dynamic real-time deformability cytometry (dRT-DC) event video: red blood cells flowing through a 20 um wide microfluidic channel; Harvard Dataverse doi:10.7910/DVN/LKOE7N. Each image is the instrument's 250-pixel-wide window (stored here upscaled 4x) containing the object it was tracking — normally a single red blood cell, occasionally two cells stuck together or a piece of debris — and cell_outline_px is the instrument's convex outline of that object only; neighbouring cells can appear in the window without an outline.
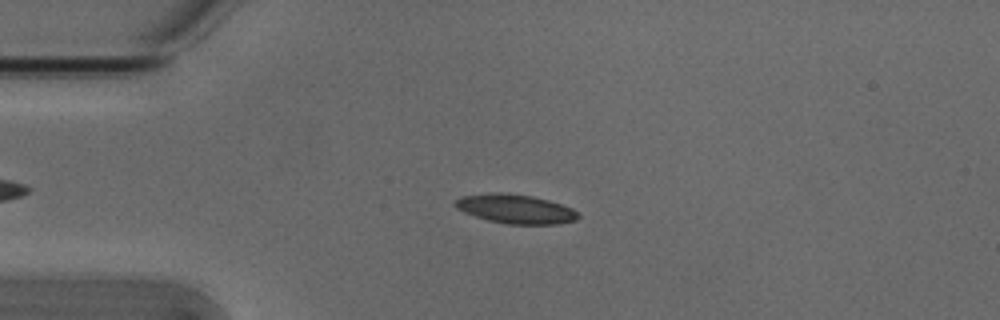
{"species": "Egyptian fruit bat (a non-hibernating species)", "species_latin": "Rousettus aegyptiacus", "temperature_condition": "cold", "stored_images_in_passage": 49, "camera_frame_rate_fps": 3000, "um_per_image_px": 0.085, "animal": {"sex": "male"}, "frame": {"image": 1, "passage_image": 13, "time_ms": 4.0, "image_size_px": [1000, 320], "cell_outline_px": [[580, 216], [576, 220], [556, 224], [508, 224], [488, 220], [464, 212], [456, 208], [452, 204], [460, 196], [492, 192], [508, 192], [532, 196], [548, 200], [572, 208]], "centroid_in_image_um": [43.78, 17.74], "position_along_channel_um": 41.2, "area_um2": 20.92}}
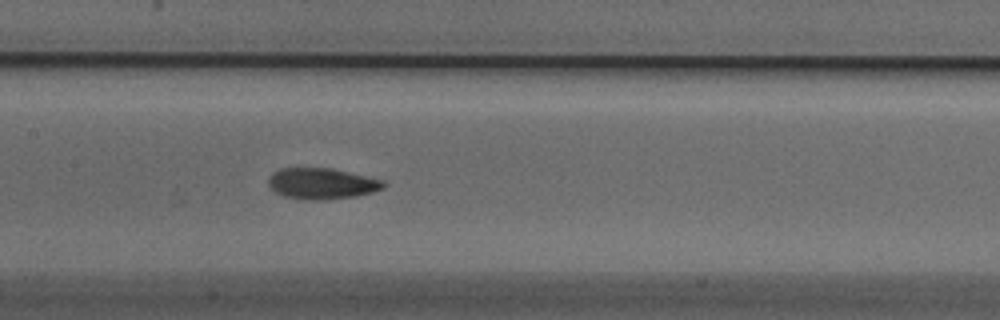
{"frame": {"image": 2, "passage_image": 26, "time_ms": 8.333, "image_size_px": [1000, 320], "cell_outline_px": [[384, 188], [372, 192], [356, 196], [324, 200], [308, 200], [284, 196], [276, 192], [268, 184], [268, 176], [272, 172], [280, 168], [332, 168], [384, 180]], "centroid_in_image_um": [27.34, 15.6], "position_along_channel_um": 180.1, "area_um2": 20.87}}
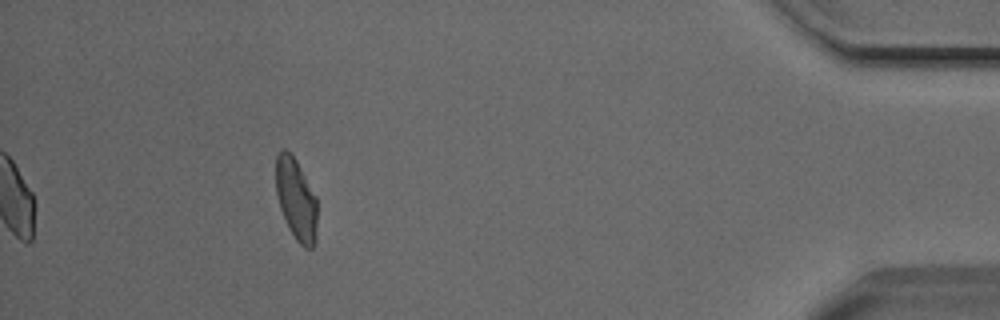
{"frame": {"image": 3, "passage_image": 49, "time_ms": 16.0, "image_size_px": [1000, 320], "cell_outline_px": [[316, 240], [312, 248], [304, 248], [296, 240], [288, 228], [280, 208], [276, 192], [276, 156], [280, 148], [284, 148], [296, 160], [316, 196]], "centroid_in_image_um": [25.16, 16.95], "position_along_channel_um": 410.0, "area_um2": 19.65}, "authors_computed_cell_mechanics": {"area_um2": 20.2878, "velocity_mm_per_s": 3.791, "shape_relaxation_time_tau1_ms": 4.4018, "shape_relaxation_time_tau2_ms": 2.1666, "deformation_change_tau1": 0.1374, "deformation_change_tau2": 0.0747}}